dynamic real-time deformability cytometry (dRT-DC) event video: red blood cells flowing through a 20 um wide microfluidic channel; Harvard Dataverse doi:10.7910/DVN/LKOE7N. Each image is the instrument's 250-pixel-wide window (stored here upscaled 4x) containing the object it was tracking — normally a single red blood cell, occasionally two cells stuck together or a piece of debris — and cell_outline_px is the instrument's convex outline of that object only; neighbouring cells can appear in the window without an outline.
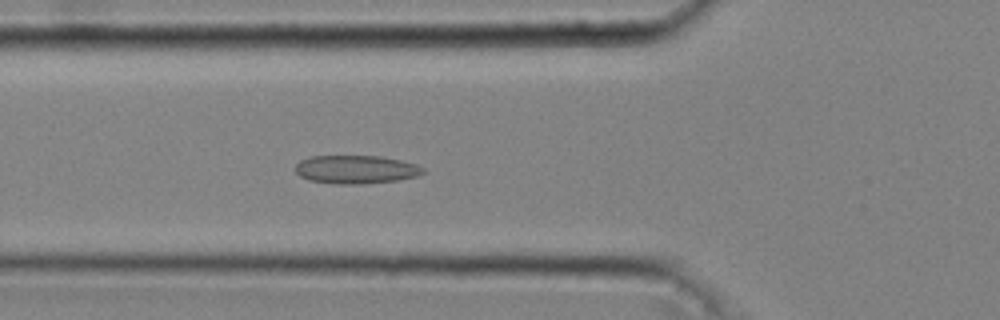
{"species": "common noctule bat (a hibernating species)", "species_latin": "Nyctalus noctula", "temperature_condition": "cold", "stored_images_in_passage": 46, "camera_frame_rate_fps": 3000, "um_per_image_px": 0.085, "animal": {"sex": "male", "body_mass_g": 20.4}, "frame": {"image": 1, "passage_image": 16, "time_ms": 5.0, "image_size_px": [1000, 320], "cell_outline_px": [[424, 172], [416, 176], [396, 180], [364, 184], [336, 184], [308, 180], [300, 176], [296, 172], [296, 164], [300, 160], [312, 156], [380, 156], [400, 160], [416, 164], [424, 168]], "centroid_in_image_um": [30.23, 14.4], "position_along_channel_um": 95.6, "area_um2": 21.04}}
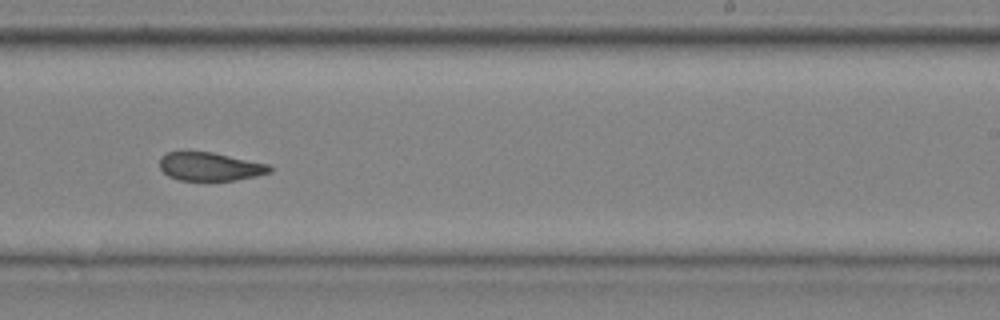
{"frame": {"image": 2, "passage_image": 29, "time_ms": 9.333, "image_size_px": [1000, 320], "cell_outline_px": [[272, 172], [256, 176], [236, 180], [180, 180], [168, 176], [160, 168], [160, 156], [168, 152], [212, 152], [268, 164], [272, 168]], "centroid_in_image_um": [17.85, 14.16], "position_along_channel_um": 271.1, "area_um2": 18.09}}
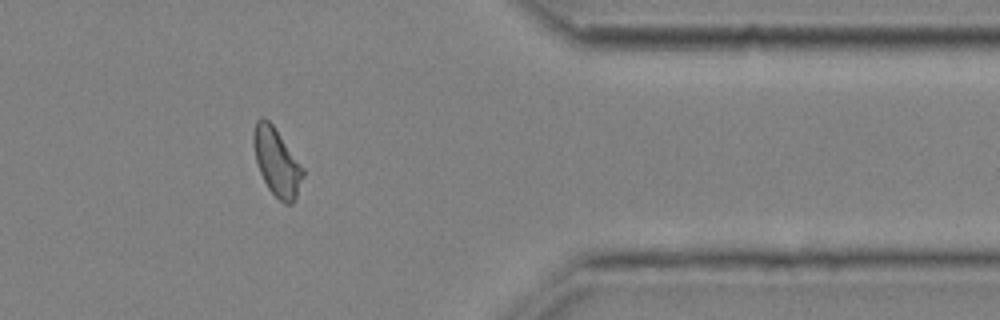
{"frame": {"image": 3, "passage_image": 39, "time_ms": 12.667, "image_size_px": [1000, 320], "cell_outline_px": [[304, 176], [296, 196], [292, 204], [284, 204], [268, 188], [260, 172], [256, 160], [252, 144], [252, 136], [256, 120], [260, 116], [264, 116], [272, 124], [304, 168]], "centroid_in_image_um": [23.51, 13.75], "position_along_channel_um": 387.9, "area_um2": 19.42}, "authors_computed_cell_mechanics": {"area_um2": 19.4497, "velocity_mm_per_s": 4.0573, "shape_relaxation_time_tau1_ms": null, "shape_relaxation_time_tau2_ms": 1.2996, "deformation_change_tau1": null, "deformation_change_tau2": 0.0722}}